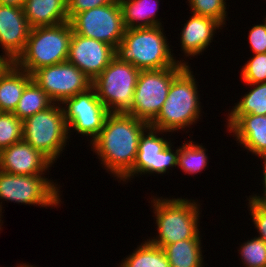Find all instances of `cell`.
I'll use <instances>...</instances> for the list:
<instances>
[{"label": "cell", "instance_id": "cell-1", "mask_svg": "<svg viewBox=\"0 0 266 267\" xmlns=\"http://www.w3.org/2000/svg\"><path fill=\"white\" fill-rule=\"evenodd\" d=\"M149 127L133 115L109 113L98 137L91 143L104 168L118 180H122L132 169L136 160L139 140Z\"/></svg>", "mask_w": 266, "mask_h": 267}, {"label": "cell", "instance_id": "cell-2", "mask_svg": "<svg viewBox=\"0 0 266 267\" xmlns=\"http://www.w3.org/2000/svg\"><path fill=\"white\" fill-rule=\"evenodd\" d=\"M163 31L162 25L126 29L123 40L115 48V57L139 70H160L174 67L178 62L188 66L184 59L176 61L173 57L174 53Z\"/></svg>", "mask_w": 266, "mask_h": 267}, {"label": "cell", "instance_id": "cell-3", "mask_svg": "<svg viewBox=\"0 0 266 267\" xmlns=\"http://www.w3.org/2000/svg\"><path fill=\"white\" fill-rule=\"evenodd\" d=\"M198 83L189 65L173 79L166 101L150 127L168 133L178 132L195 124L201 114Z\"/></svg>", "mask_w": 266, "mask_h": 267}, {"label": "cell", "instance_id": "cell-4", "mask_svg": "<svg viewBox=\"0 0 266 267\" xmlns=\"http://www.w3.org/2000/svg\"><path fill=\"white\" fill-rule=\"evenodd\" d=\"M154 197L151 203L158 235L147 239L151 244L164 248L178 241L195 239L200 234L201 208L194 199Z\"/></svg>", "mask_w": 266, "mask_h": 267}, {"label": "cell", "instance_id": "cell-5", "mask_svg": "<svg viewBox=\"0 0 266 267\" xmlns=\"http://www.w3.org/2000/svg\"><path fill=\"white\" fill-rule=\"evenodd\" d=\"M72 34L69 21L32 28L23 53L14 63L32 75L42 67L67 61Z\"/></svg>", "mask_w": 266, "mask_h": 267}, {"label": "cell", "instance_id": "cell-6", "mask_svg": "<svg viewBox=\"0 0 266 267\" xmlns=\"http://www.w3.org/2000/svg\"><path fill=\"white\" fill-rule=\"evenodd\" d=\"M69 139L60 103H53L23 121V141L39 150L53 164L63 153Z\"/></svg>", "mask_w": 266, "mask_h": 267}, {"label": "cell", "instance_id": "cell-7", "mask_svg": "<svg viewBox=\"0 0 266 267\" xmlns=\"http://www.w3.org/2000/svg\"><path fill=\"white\" fill-rule=\"evenodd\" d=\"M140 71L115 57L92 81L98 98L110 113H127L131 109Z\"/></svg>", "mask_w": 266, "mask_h": 267}, {"label": "cell", "instance_id": "cell-8", "mask_svg": "<svg viewBox=\"0 0 266 267\" xmlns=\"http://www.w3.org/2000/svg\"><path fill=\"white\" fill-rule=\"evenodd\" d=\"M59 186L44 175H15L0 170V201L56 207L62 202ZM2 209L0 202V219Z\"/></svg>", "mask_w": 266, "mask_h": 267}, {"label": "cell", "instance_id": "cell-9", "mask_svg": "<svg viewBox=\"0 0 266 267\" xmlns=\"http://www.w3.org/2000/svg\"><path fill=\"white\" fill-rule=\"evenodd\" d=\"M185 66L178 62L174 67L160 70H141L131 109L127 113L150 124L157 117L166 101L174 77Z\"/></svg>", "mask_w": 266, "mask_h": 267}, {"label": "cell", "instance_id": "cell-10", "mask_svg": "<svg viewBox=\"0 0 266 267\" xmlns=\"http://www.w3.org/2000/svg\"><path fill=\"white\" fill-rule=\"evenodd\" d=\"M69 22L75 34L107 43L114 48L123 40L126 30L119 0L82 11Z\"/></svg>", "mask_w": 266, "mask_h": 267}, {"label": "cell", "instance_id": "cell-11", "mask_svg": "<svg viewBox=\"0 0 266 267\" xmlns=\"http://www.w3.org/2000/svg\"><path fill=\"white\" fill-rule=\"evenodd\" d=\"M163 133L167 132L150 126L142 133L133 169L121 181L126 183V180L128 182L135 176H142L147 173L149 175L152 173L163 175L168 173V169L177 166L179 147L172 150L171 140L168 141L166 137H162L161 134L164 136Z\"/></svg>", "mask_w": 266, "mask_h": 267}, {"label": "cell", "instance_id": "cell-12", "mask_svg": "<svg viewBox=\"0 0 266 267\" xmlns=\"http://www.w3.org/2000/svg\"><path fill=\"white\" fill-rule=\"evenodd\" d=\"M61 104L68 135L74 130L77 134L91 137V144L98 137L110 113L98 98L95 89L91 87L74 97L66 98Z\"/></svg>", "mask_w": 266, "mask_h": 267}, {"label": "cell", "instance_id": "cell-13", "mask_svg": "<svg viewBox=\"0 0 266 267\" xmlns=\"http://www.w3.org/2000/svg\"><path fill=\"white\" fill-rule=\"evenodd\" d=\"M32 79L54 103L60 104L92 87V80L68 61L42 67L32 74Z\"/></svg>", "mask_w": 266, "mask_h": 267}, {"label": "cell", "instance_id": "cell-14", "mask_svg": "<svg viewBox=\"0 0 266 267\" xmlns=\"http://www.w3.org/2000/svg\"><path fill=\"white\" fill-rule=\"evenodd\" d=\"M114 58L113 46L73 32L67 61L76 65L92 81Z\"/></svg>", "mask_w": 266, "mask_h": 267}, {"label": "cell", "instance_id": "cell-15", "mask_svg": "<svg viewBox=\"0 0 266 267\" xmlns=\"http://www.w3.org/2000/svg\"><path fill=\"white\" fill-rule=\"evenodd\" d=\"M30 29L23 8L0 4V46L11 63L23 53Z\"/></svg>", "mask_w": 266, "mask_h": 267}, {"label": "cell", "instance_id": "cell-16", "mask_svg": "<svg viewBox=\"0 0 266 267\" xmlns=\"http://www.w3.org/2000/svg\"><path fill=\"white\" fill-rule=\"evenodd\" d=\"M52 165L46 156L23 140L0 151V170L7 173L45 175Z\"/></svg>", "mask_w": 266, "mask_h": 267}, {"label": "cell", "instance_id": "cell-17", "mask_svg": "<svg viewBox=\"0 0 266 267\" xmlns=\"http://www.w3.org/2000/svg\"><path fill=\"white\" fill-rule=\"evenodd\" d=\"M227 130L241 147L258 155L266 150V115H227Z\"/></svg>", "mask_w": 266, "mask_h": 267}, {"label": "cell", "instance_id": "cell-18", "mask_svg": "<svg viewBox=\"0 0 266 267\" xmlns=\"http://www.w3.org/2000/svg\"><path fill=\"white\" fill-rule=\"evenodd\" d=\"M180 32L181 51L186 57L200 55L212 43L215 31L224 27L219 21L191 13Z\"/></svg>", "mask_w": 266, "mask_h": 267}, {"label": "cell", "instance_id": "cell-19", "mask_svg": "<svg viewBox=\"0 0 266 267\" xmlns=\"http://www.w3.org/2000/svg\"><path fill=\"white\" fill-rule=\"evenodd\" d=\"M23 11L31 29L69 21L67 0H26Z\"/></svg>", "mask_w": 266, "mask_h": 267}, {"label": "cell", "instance_id": "cell-20", "mask_svg": "<svg viewBox=\"0 0 266 267\" xmlns=\"http://www.w3.org/2000/svg\"><path fill=\"white\" fill-rule=\"evenodd\" d=\"M32 75L10 63L0 74V112L13 113Z\"/></svg>", "mask_w": 266, "mask_h": 267}, {"label": "cell", "instance_id": "cell-21", "mask_svg": "<svg viewBox=\"0 0 266 267\" xmlns=\"http://www.w3.org/2000/svg\"><path fill=\"white\" fill-rule=\"evenodd\" d=\"M160 0H119L126 29L161 26L156 13Z\"/></svg>", "mask_w": 266, "mask_h": 267}, {"label": "cell", "instance_id": "cell-22", "mask_svg": "<svg viewBox=\"0 0 266 267\" xmlns=\"http://www.w3.org/2000/svg\"><path fill=\"white\" fill-rule=\"evenodd\" d=\"M200 234L195 239H186L166 245L163 250L170 267H203Z\"/></svg>", "mask_w": 266, "mask_h": 267}, {"label": "cell", "instance_id": "cell-23", "mask_svg": "<svg viewBox=\"0 0 266 267\" xmlns=\"http://www.w3.org/2000/svg\"><path fill=\"white\" fill-rule=\"evenodd\" d=\"M54 102L32 79L24 88L13 114L22 121L50 107Z\"/></svg>", "mask_w": 266, "mask_h": 267}, {"label": "cell", "instance_id": "cell-24", "mask_svg": "<svg viewBox=\"0 0 266 267\" xmlns=\"http://www.w3.org/2000/svg\"><path fill=\"white\" fill-rule=\"evenodd\" d=\"M140 244L118 267H170L163 248L151 244L148 240Z\"/></svg>", "mask_w": 266, "mask_h": 267}, {"label": "cell", "instance_id": "cell-25", "mask_svg": "<svg viewBox=\"0 0 266 267\" xmlns=\"http://www.w3.org/2000/svg\"><path fill=\"white\" fill-rule=\"evenodd\" d=\"M184 142L182 146H179L177 167L185 174L196 175L207 167L209 159L206 154L207 149L193 142L192 139Z\"/></svg>", "mask_w": 266, "mask_h": 267}, {"label": "cell", "instance_id": "cell-26", "mask_svg": "<svg viewBox=\"0 0 266 267\" xmlns=\"http://www.w3.org/2000/svg\"><path fill=\"white\" fill-rule=\"evenodd\" d=\"M247 85L252 87L251 90L242 96L228 115H266V82Z\"/></svg>", "mask_w": 266, "mask_h": 267}, {"label": "cell", "instance_id": "cell-27", "mask_svg": "<svg viewBox=\"0 0 266 267\" xmlns=\"http://www.w3.org/2000/svg\"><path fill=\"white\" fill-rule=\"evenodd\" d=\"M23 140V121L13 113L0 112V151Z\"/></svg>", "mask_w": 266, "mask_h": 267}, {"label": "cell", "instance_id": "cell-28", "mask_svg": "<svg viewBox=\"0 0 266 267\" xmlns=\"http://www.w3.org/2000/svg\"><path fill=\"white\" fill-rule=\"evenodd\" d=\"M244 267H266V242L257 236L245 241L238 250Z\"/></svg>", "mask_w": 266, "mask_h": 267}, {"label": "cell", "instance_id": "cell-29", "mask_svg": "<svg viewBox=\"0 0 266 267\" xmlns=\"http://www.w3.org/2000/svg\"><path fill=\"white\" fill-rule=\"evenodd\" d=\"M191 13L211 17L226 25V0H188Z\"/></svg>", "mask_w": 266, "mask_h": 267}, {"label": "cell", "instance_id": "cell-30", "mask_svg": "<svg viewBox=\"0 0 266 267\" xmlns=\"http://www.w3.org/2000/svg\"><path fill=\"white\" fill-rule=\"evenodd\" d=\"M240 77L245 84L266 82V53L254 54L242 66Z\"/></svg>", "mask_w": 266, "mask_h": 267}, {"label": "cell", "instance_id": "cell-31", "mask_svg": "<svg viewBox=\"0 0 266 267\" xmlns=\"http://www.w3.org/2000/svg\"><path fill=\"white\" fill-rule=\"evenodd\" d=\"M248 201L249 214L251 213L252 222L259 232L258 238L266 242V202Z\"/></svg>", "mask_w": 266, "mask_h": 267}, {"label": "cell", "instance_id": "cell-32", "mask_svg": "<svg viewBox=\"0 0 266 267\" xmlns=\"http://www.w3.org/2000/svg\"><path fill=\"white\" fill-rule=\"evenodd\" d=\"M250 48L254 54L266 53V25H254L248 33Z\"/></svg>", "mask_w": 266, "mask_h": 267}, {"label": "cell", "instance_id": "cell-33", "mask_svg": "<svg viewBox=\"0 0 266 267\" xmlns=\"http://www.w3.org/2000/svg\"><path fill=\"white\" fill-rule=\"evenodd\" d=\"M114 0H67L69 21L78 13L112 3Z\"/></svg>", "mask_w": 266, "mask_h": 267}, {"label": "cell", "instance_id": "cell-34", "mask_svg": "<svg viewBox=\"0 0 266 267\" xmlns=\"http://www.w3.org/2000/svg\"><path fill=\"white\" fill-rule=\"evenodd\" d=\"M256 157H261V159H263V170H262V173H263V178H262V181H263V196L258 194H254V195H251L249 196V198H247V200H252V201H255V202H266V150H264L263 152H261L260 154H258Z\"/></svg>", "mask_w": 266, "mask_h": 267}, {"label": "cell", "instance_id": "cell-35", "mask_svg": "<svg viewBox=\"0 0 266 267\" xmlns=\"http://www.w3.org/2000/svg\"><path fill=\"white\" fill-rule=\"evenodd\" d=\"M26 0H0L1 5L23 8Z\"/></svg>", "mask_w": 266, "mask_h": 267}, {"label": "cell", "instance_id": "cell-36", "mask_svg": "<svg viewBox=\"0 0 266 267\" xmlns=\"http://www.w3.org/2000/svg\"><path fill=\"white\" fill-rule=\"evenodd\" d=\"M11 62L4 56L0 55V74L8 67Z\"/></svg>", "mask_w": 266, "mask_h": 267}, {"label": "cell", "instance_id": "cell-37", "mask_svg": "<svg viewBox=\"0 0 266 267\" xmlns=\"http://www.w3.org/2000/svg\"><path fill=\"white\" fill-rule=\"evenodd\" d=\"M20 267H37V266H33V265H29V264H22Z\"/></svg>", "mask_w": 266, "mask_h": 267}, {"label": "cell", "instance_id": "cell-38", "mask_svg": "<svg viewBox=\"0 0 266 267\" xmlns=\"http://www.w3.org/2000/svg\"><path fill=\"white\" fill-rule=\"evenodd\" d=\"M2 223H3V221L0 219V230H2V229H1V227H2V225H3Z\"/></svg>", "mask_w": 266, "mask_h": 267}]
</instances>
